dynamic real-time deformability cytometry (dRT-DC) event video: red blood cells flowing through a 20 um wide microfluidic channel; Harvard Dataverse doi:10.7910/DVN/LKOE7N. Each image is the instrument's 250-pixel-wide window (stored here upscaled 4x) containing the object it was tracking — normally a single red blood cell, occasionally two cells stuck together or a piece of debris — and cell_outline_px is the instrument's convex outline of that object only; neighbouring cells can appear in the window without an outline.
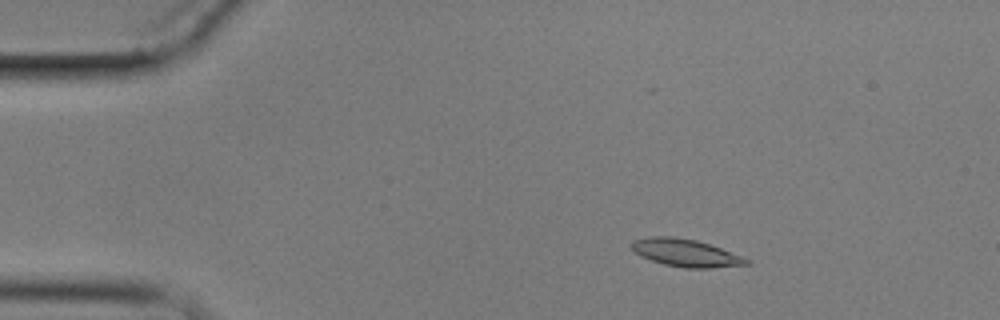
{"species": "common noctule bat (a hibernating species)", "species_latin": "Nyctalus noctula", "temperature_condition": "cold", "stored_images_in_passage": 6, "camera_frame_rate_fps": 3000, "um_per_image_px": 0.085, "animal": {"sex": "male", "body_mass_g": 17.9}, "frame": {"image": 1, "passage_image": 2, "time_ms": 1.333, "image_size_px": [1000, 320], "cell_outline_px": [[752, 264], [712, 268], [684, 268], [664, 264], [640, 256], [632, 248], [632, 240], [648, 236], [676, 236], [696, 240], [720, 248], [752, 260]], "centroid_in_image_um": [58.3, 21.49], "position_along_channel_um": 26.7, "area_um2": 18.5}}
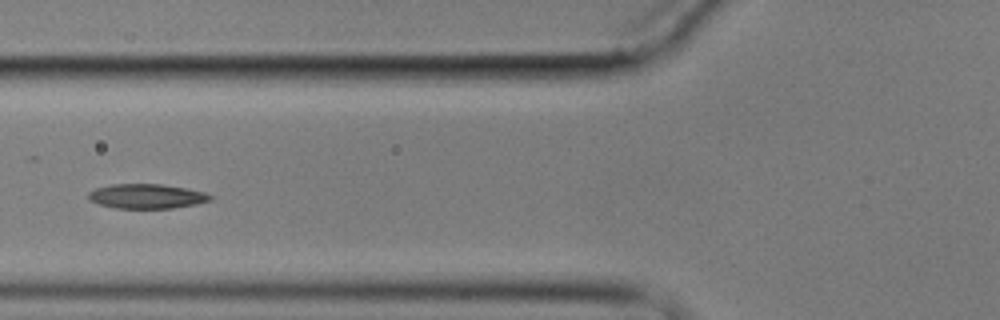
{"frame": {"image": 2, "passage_image": 5, "time_ms": 5.667, "image_size_px": [1000, 320], "cell_outline_px": [[212, 200], [196, 204], [172, 208], [116, 208], [100, 204], [88, 200], [88, 192], [96, 188], [112, 184], [160, 184], [188, 188], [204, 192], [212, 196]], "centroid_in_image_um": [12.47, 16.68], "position_along_channel_um": 113.3, "area_um2": 17.46}}
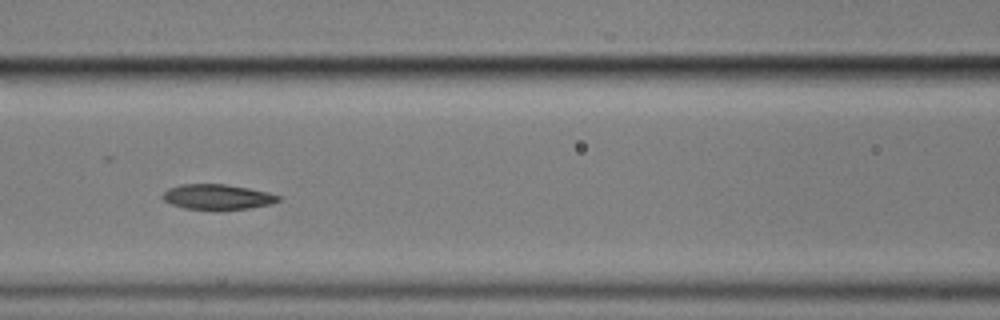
{"frame": {"image": 3, "passage_image": 6, "time_ms": 6.667, "image_size_px": [1000, 320], "cell_outline_px": [[280, 200], [272, 204], [248, 208], [220, 212], [184, 208], [172, 204], [164, 200], [160, 196], [168, 188], [180, 184], [224, 184], [248, 188], [268, 192], [280, 196]], "centroid_in_image_um": [18.47, 16.76], "position_along_channel_um": 148.1, "area_um2": 17.51}}